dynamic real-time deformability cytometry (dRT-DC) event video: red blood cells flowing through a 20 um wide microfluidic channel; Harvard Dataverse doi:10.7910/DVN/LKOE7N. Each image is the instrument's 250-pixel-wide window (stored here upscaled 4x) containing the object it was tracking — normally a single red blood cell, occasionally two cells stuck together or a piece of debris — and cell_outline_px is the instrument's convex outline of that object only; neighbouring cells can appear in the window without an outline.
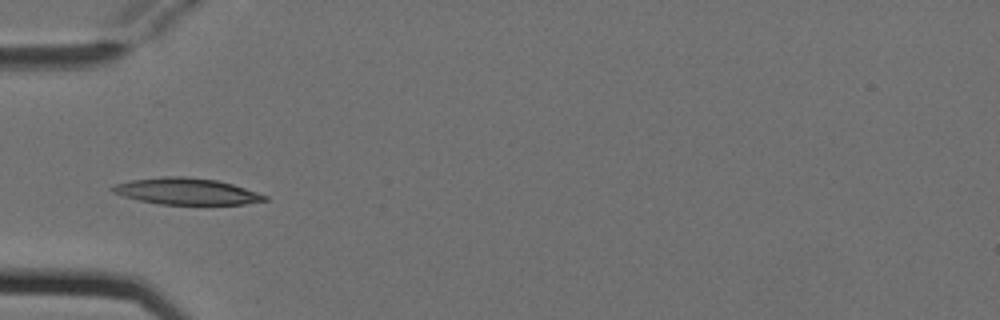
{"species": "Egyptian fruit bat (a non-hibernating species)", "species_latin": "Rousettus aegyptiacus", "temperature_condition": "cold", "stored_images_in_passage": 7, "camera_frame_rate_fps": 3000, "um_per_image_px": 0.085, "animal": {"sex": "female"}, "frame": {"image": 1, "passage_image": 6, "time_ms": 1.667, "image_size_px": [1000, 320], "cell_outline_px": [[268, 200], [244, 204], [160, 204], [140, 200], [124, 196], [112, 192], [108, 188], [112, 184], [132, 180], [160, 176], [184, 176], [216, 180], [232, 184], [268, 196]], "centroid_in_image_um": [15.8, 16.25], "position_along_channel_um": 69.2, "area_um2": 23.41}}
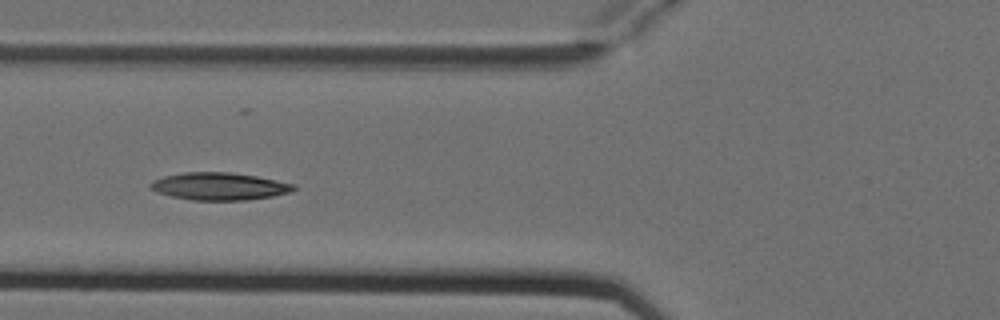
{"frame": {"image": 2, "passage_image": 7, "time_ms": 2.0, "image_size_px": [1000, 320], "cell_outline_px": [[296, 188], [292, 192], [272, 196], [244, 200], [192, 200], [172, 196], [160, 192], [152, 188], [148, 184], [152, 180], [164, 176], [184, 172], [228, 172], [256, 176], [296, 184]], "centroid_in_image_um": [18.67, 15.83], "position_along_channel_um": 107.1, "area_um2": 22.77}}